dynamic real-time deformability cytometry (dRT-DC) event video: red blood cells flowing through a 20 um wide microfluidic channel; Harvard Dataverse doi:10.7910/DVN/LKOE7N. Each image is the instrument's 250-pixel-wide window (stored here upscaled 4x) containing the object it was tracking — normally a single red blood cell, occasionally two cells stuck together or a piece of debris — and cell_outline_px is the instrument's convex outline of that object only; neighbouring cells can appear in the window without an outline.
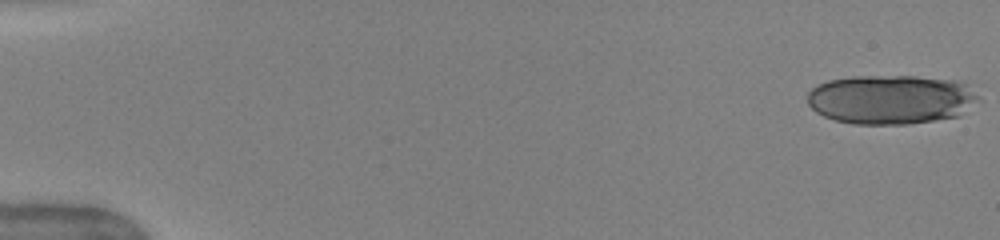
{"species": "human", "species_latin": "Homo sapiens", "temperature_condition": "warm", "stored_images_in_passage": 17, "camera_frame_rate_fps": 3000, "um_per_image_px": 0.085, "donor": {"sex": "female"}, "frame": {"image": 1, "passage_image": 1, "time_ms": 0.0, "image_size_px": [1000, 240], "cell_outline_px": [[984, 100], [960, 116], [936, 120], [908, 124], [852, 124], [836, 120], [824, 116], [816, 112], [808, 104], [808, 92], [816, 84], [828, 80], [852, 76], [916, 76], [960, 80], [968, 84]], "centroid_in_image_um": [75.82, 8.44], "position_along_channel_um": 9.2, "area_um2": 50.17}}
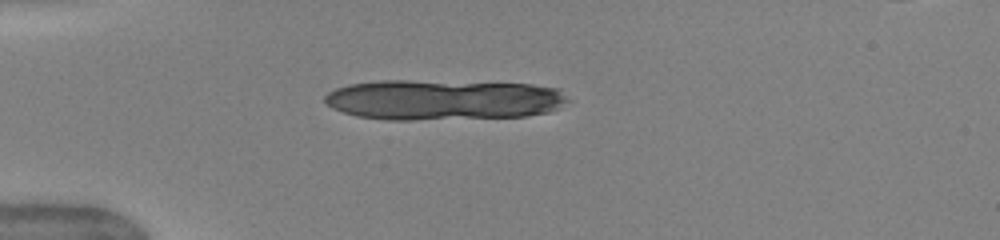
{"frame": {"image": 2, "passage_image": 14, "time_ms": 4.333, "image_size_px": [1000, 240], "cell_outline_px": [[572, 100], [560, 108], [548, 112], [528, 116], [412, 120], [388, 120], [356, 116], [332, 108], [324, 100], [324, 96], [328, 92], [336, 88], [348, 84], [380, 80], [408, 80], [532, 84], [560, 88]], "centroid_in_image_um": [37.73, 8.48], "position_along_channel_um": 47.3, "area_um2": 57.92}}